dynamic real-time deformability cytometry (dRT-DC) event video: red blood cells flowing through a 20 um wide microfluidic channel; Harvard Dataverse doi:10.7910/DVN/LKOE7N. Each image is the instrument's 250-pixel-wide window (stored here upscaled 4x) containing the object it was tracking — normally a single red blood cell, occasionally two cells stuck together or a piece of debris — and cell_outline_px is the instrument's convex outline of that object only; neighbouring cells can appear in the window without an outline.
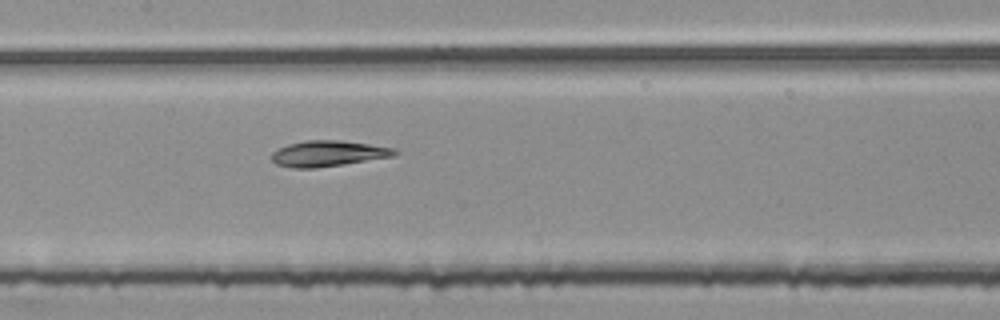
{"species": "common noctule bat (a hibernating species)", "species_latin": "Nyctalus noctula", "temperature_condition": "room temperature", "stored_images_in_passage": 54, "segment_of_instrument_passage": [2, 2], "camera_frame_rate_fps": 3000, "um_per_image_px": 0.085, "animal": {"sex": "female", "body_mass_g": 25.1}, "frame": {"image": 1, "passage_image": 26, "time_ms": 8.333, "image_size_px": [1000, 320], "cell_outline_px": [[400, 152], [396, 156], [316, 168], [292, 168], [276, 164], [268, 156], [272, 152], [288, 144], [304, 140], [340, 140], [368, 144], [392, 148]], "centroid_in_image_um": [27.86, 13.05], "position_along_channel_um": 179.5, "area_um2": 18.55}}
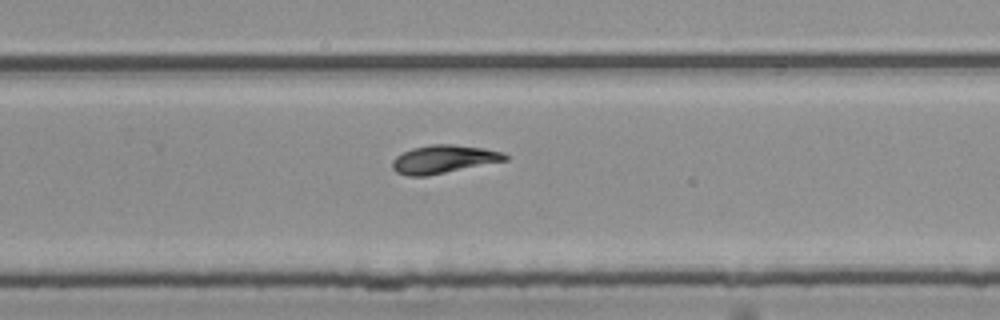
{"frame": {"image": 2, "passage_image": 35, "time_ms": 11.333, "image_size_px": [1000, 320], "cell_outline_px": [[508, 160], [424, 176], [408, 176], [396, 172], [392, 168], [392, 160], [396, 156], [412, 148], [428, 144], [452, 144], [484, 148], [504, 152], [508, 156]], "centroid_in_image_um": [37.7, 13.52], "position_along_channel_um": 292.1, "area_um2": 18.44}}
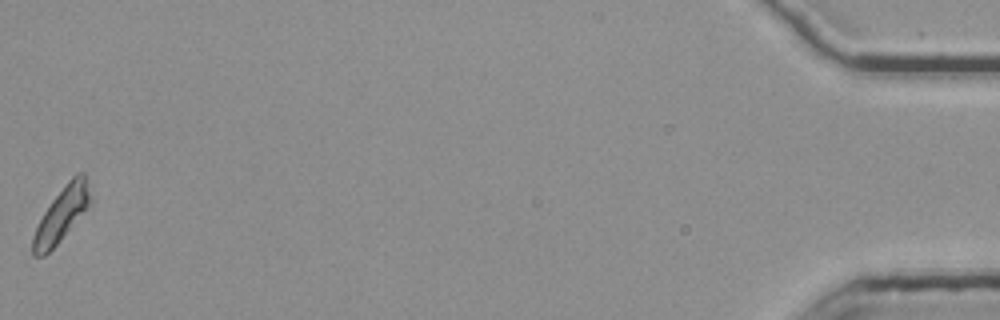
{"frame": {"image": 3, "passage_image": 54, "time_ms": 17.667, "image_size_px": [1000, 320], "cell_outline_px": [[92, 200], [60, 240], [44, 256], [32, 256], [32, 236], [44, 212], [52, 200], [68, 180], [76, 172], [84, 172]], "centroid_in_image_um": [5.21, 18.2], "position_along_channel_um": 430.0, "area_um2": 17.57}}